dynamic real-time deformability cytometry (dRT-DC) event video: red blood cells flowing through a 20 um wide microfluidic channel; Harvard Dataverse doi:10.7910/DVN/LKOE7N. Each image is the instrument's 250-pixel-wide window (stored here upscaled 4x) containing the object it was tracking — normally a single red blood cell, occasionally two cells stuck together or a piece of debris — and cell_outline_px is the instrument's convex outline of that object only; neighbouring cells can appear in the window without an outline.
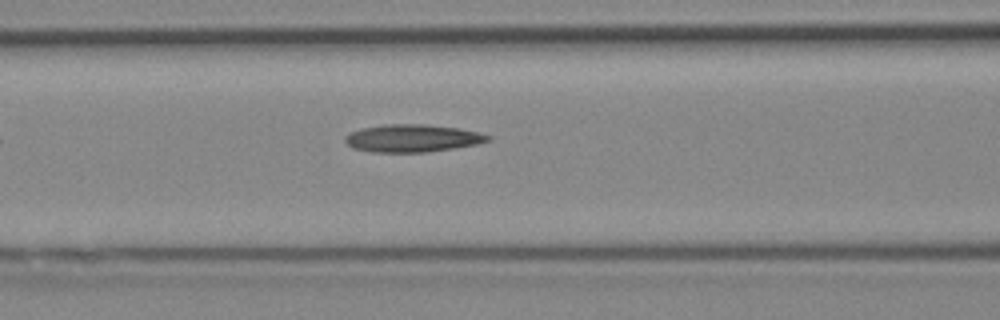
{"species": "Egyptian fruit bat (a non-hibernating species)", "species_latin": "Rousettus aegyptiacus", "temperature_condition": "cold", "stored_images_in_passage": 5, "camera_frame_rate_fps": 3000, "um_per_image_px": 0.085, "animal": {"sex": "female"}, "frame": {"image": 1, "passage_image": 5, "time_ms": 1.333, "image_size_px": [1000, 320], "cell_outline_px": [[492, 140], [476, 144], [452, 148], [424, 152], [372, 152], [352, 148], [344, 140], [344, 136], [360, 128], [384, 124], [428, 124], [460, 128], [480, 132], [492, 136]], "centroid_in_image_um": [35.06, 11.74], "position_along_channel_um": 131.5, "area_um2": 23.12}}